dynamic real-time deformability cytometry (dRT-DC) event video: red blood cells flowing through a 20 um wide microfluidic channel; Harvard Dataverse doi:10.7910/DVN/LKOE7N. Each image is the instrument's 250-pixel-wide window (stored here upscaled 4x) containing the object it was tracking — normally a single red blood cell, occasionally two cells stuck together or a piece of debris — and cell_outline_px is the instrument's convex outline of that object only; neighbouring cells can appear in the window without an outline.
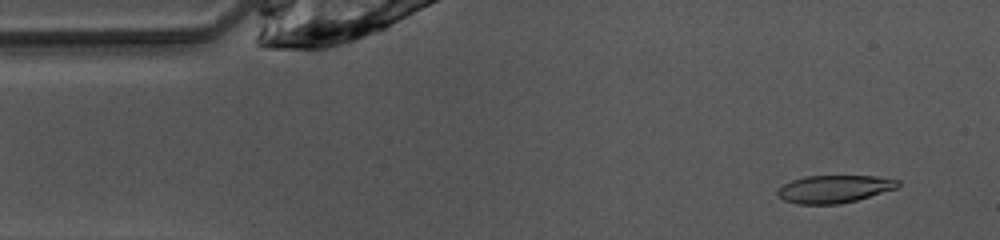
{"species": "common noctule bat (a hibernating species)", "species_latin": "Nyctalus noctula", "temperature_condition": "warm", "stored_images_in_passage": 47, "camera_frame_rate_fps": 3000, "um_per_image_px": 0.085, "animal": {"sex": "female", "body_mass_g": 10.0, "forearm_length_mm": 53.1}, "frame": {"image": 1, "passage_image": 3, "time_ms": 0.667, "image_size_px": [1000, 240], "cell_outline_px": [[900, 184], [896, 188], [856, 200], [840, 204], [796, 204], [784, 200], [776, 192], [784, 184], [792, 180], [804, 176], [876, 176], [900, 180]], "centroid_in_image_um": [70.91, 16.06], "position_along_channel_um": 14.1, "area_um2": 19.25}}
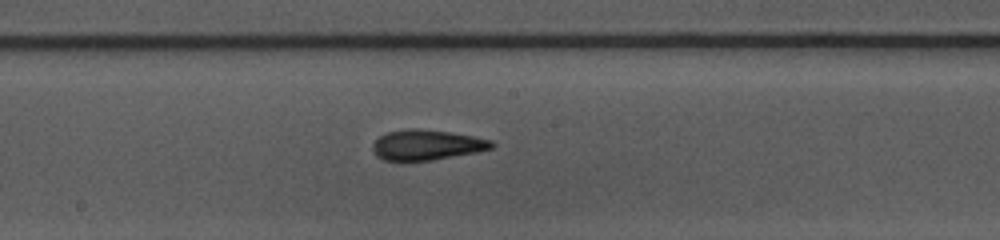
{"frame": {"image": 2, "passage_image": 23, "time_ms": 7.333, "image_size_px": [1000, 240], "cell_outline_px": [[496, 144], [492, 148], [476, 152], [432, 160], [384, 160], [376, 156], [372, 148], [372, 144], [380, 136], [388, 132], [408, 128], [416, 128], [448, 132], [472, 136], [492, 140]], "centroid_in_image_um": [36.27, 12.31], "position_along_channel_um": 211.9, "area_um2": 20.81}}
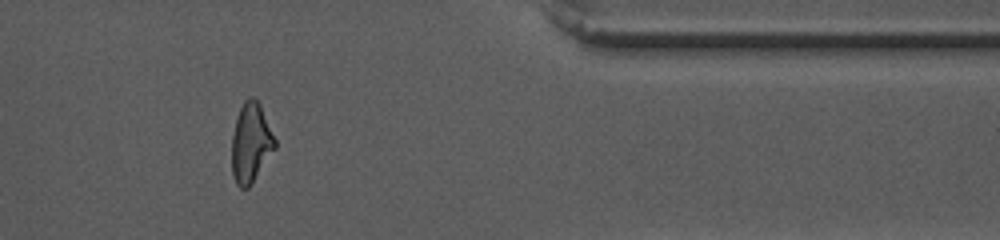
{"frame": {"image": 3, "passage_image": 38, "time_ms": 12.333, "image_size_px": [1000, 240], "cell_outline_px": [[276, 148], [252, 184], [248, 188], [240, 188], [236, 184], [232, 176], [232, 136], [236, 120], [240, 108], [244, 100], [248, 96], [252, 96], [260, 104], [276, 140]], "centroid_in_image_um": [21.32, 12.17], "position_along_channel_um": 390.1, "area_um2": 20.11}, "authors_computed_cell_mechanics": {"area_um2": 20.23, "velocity_mm_per_s": 4.0911, "shape_relaxation_time_tau1_ms": 4.4071, "shape_relaxation_time_tau2_ms": 3.6809, "deformation_change_tau1": 0.1983, "deformation_change_tau2": 0.113}}